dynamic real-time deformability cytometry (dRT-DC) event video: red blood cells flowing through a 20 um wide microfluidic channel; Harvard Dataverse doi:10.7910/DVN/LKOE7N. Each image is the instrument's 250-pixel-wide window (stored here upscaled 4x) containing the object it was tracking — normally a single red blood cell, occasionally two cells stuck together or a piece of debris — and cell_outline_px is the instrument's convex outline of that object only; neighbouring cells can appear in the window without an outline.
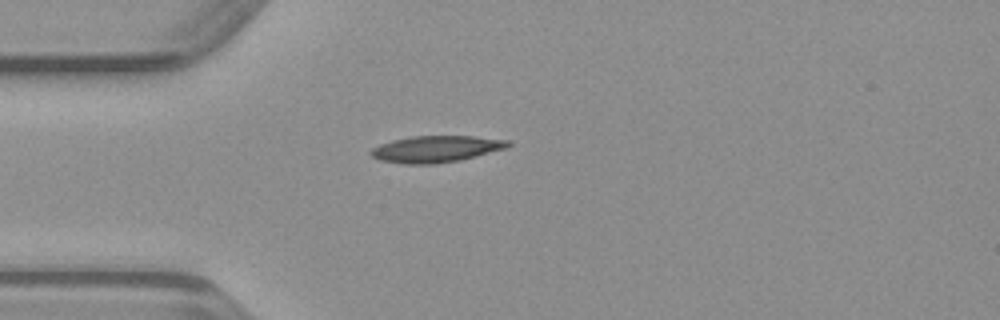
{"species": "common noctule bat (a hibernating species)", "species_latin": "Nyctalus noctula", "temperature_condition": "warm", "stored_images_in_passage": 37, "camera_frame_rate_fps": 3000, "um_per_image_px": 0.085, "animal": {"sex": "male", "body_mass_g": 23.1, "forearm_length_mm": 52.7}, "frame": {"image": 1, "passage_image": 1, "time_ms": 0.0, "image_size_px": [1000, 320], "cell_outline_px": [[512, 144], [508, 148], [460, 160], [432, 164], [408, 164], [380, 160], [372, 156], [368, 152], [372, 148], [380, 144], [392, 140], [412, 136], [472, 136], [508, 140]], "centroid_in_image_um": [37.07, 12.66], "position_along_channel_um": 47.9, "area_um2": 21.21}}
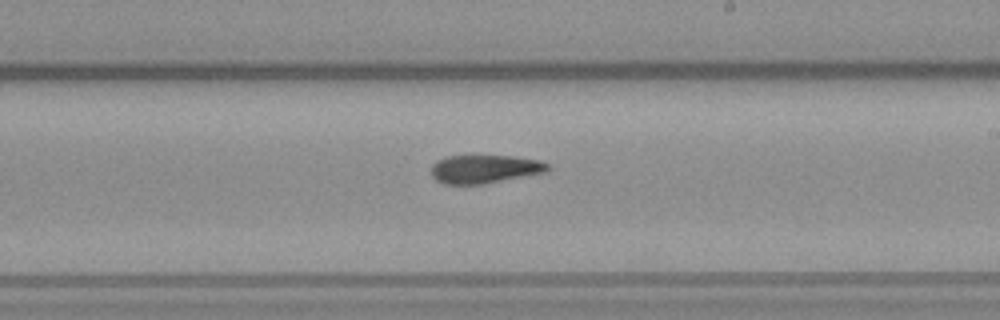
{"frame": {"image": 2, "passage_image": 16, "time_ms": 5.0, "image_size_px": [1000, 320], "cell_outline_px": [[552, 168], [548, 172], [484, 184], [444, 184], [436, 180], [432, 176], [432, 164], [436, 160], [448, 156], [512, 156], [540, 160], [548, 164]], "centroid_in_image_um": [41.23, 14.37], "position_along_channel_um": 247.8, "area_um2": 19.42}}
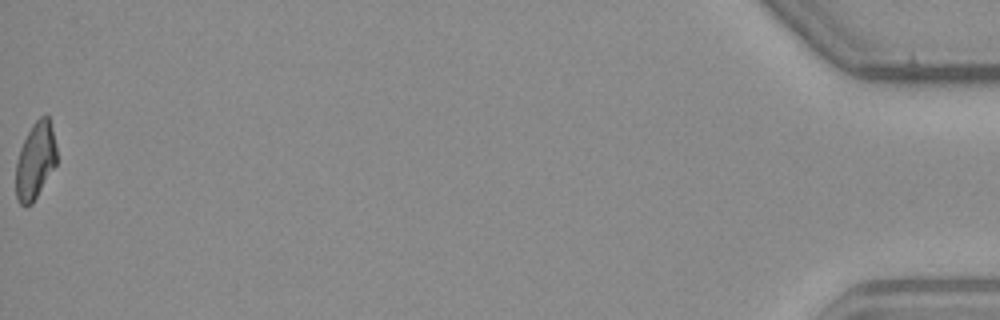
{"frame": {"image": 3, "passage_image": 37, "time_ms": 12.0, "image_size_px": [1000, 320], "cell_outline_px": [[56, 164], [32, 204], [24, 208], [20, 204], [16, 196], [16, 160], [20, 148], [32, 124], [40, 116], [48, 116], [56, 148]], "centroid_in_image_um": [2.98, 13.7], "position_along_channel_um": 432.2, "area_um2": 18.03}}